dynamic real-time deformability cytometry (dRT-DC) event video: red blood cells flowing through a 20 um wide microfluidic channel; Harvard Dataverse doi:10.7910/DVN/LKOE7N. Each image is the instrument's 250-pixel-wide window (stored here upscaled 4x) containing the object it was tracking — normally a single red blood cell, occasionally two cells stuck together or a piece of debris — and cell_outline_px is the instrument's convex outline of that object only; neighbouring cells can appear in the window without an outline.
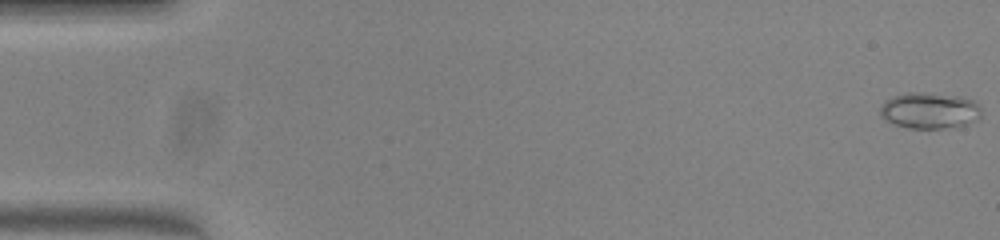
{"species": "common noctule bat (a hibernating species)", "species_latin": "Nyctalus noctula", "temperature_condition": "warm", "stored_images_in_passage": 52, "camera_frame_rate_fps": 3000, "um_per_image_px": 0.085, "animal": {"sex": "female", "body_mass_g": 23.0, "forearm_length_mm": 53.4}, "frame": {"image": 1, "passage_image": 1, "time_ms": 0.0, "image_size_px": [1000, 240], "cell_outline_px": [[980, 120], [956, 128], [908, 128], [884, 120], [880, 116], [880, 108], [884, 100], [892, 96], [908, 92], [924, 92], [960, 96], [972, 100], [980, 108]], "centroid_in_image_um": [79.01, 9.4], "position_along_channel_um": 6.0, "area_um2": 21.68}}
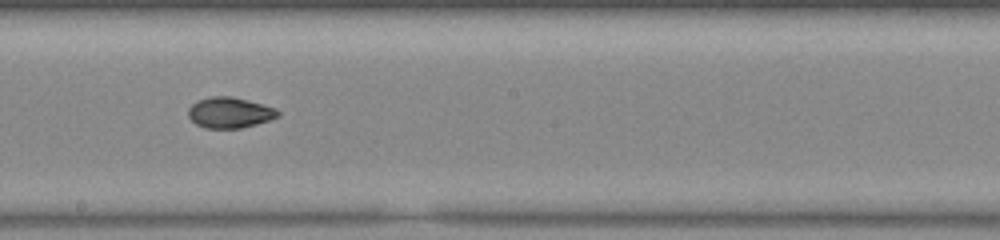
{"frame": {"image": 2, "passage_image": 29, "time_ms": 9.333, "image_size_px": [1000, 240], "cell_outline_px": [[280, 116], [256, 124], [240, 128], [204, 128], [196, 124], [188, 116], [188, 108], [192, 104], [200, 100], [212, 96], [232, 96], [276, 108], [280, 112]], "centroid_in_image_um": [19.52, 9.57], "position_along_channel_um": 228.7, "area_um2": 15.95}}
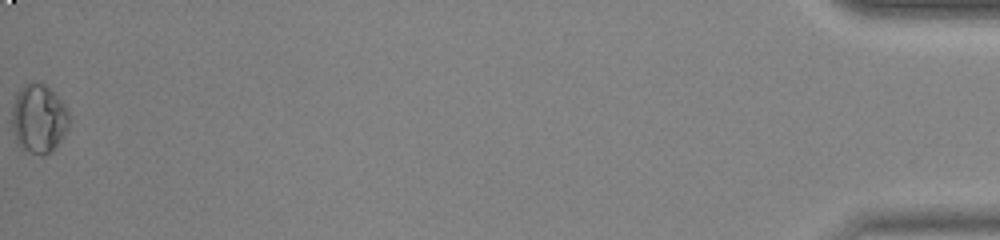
{"frame": {"image": 3, "passage_image": 52, "time_ms": 17.0, "image_size_px": [1000, 240], "cell_outline_px": [[68, 128], [52, 152], [44, 156], [40, 156], [20, 148], [16, 140], [12, 124], [12, 108], [16, 92], [24, 84], [32, 80], [44, 84], [68, 108]], "centroid_in_image_um": [3.27, 10.09], "position_along_channel_um": 431.9, "area_um2": 23.06}, "authors_computed_cell_mechanics": {"area_um2": 17.051, "velocity_mm_per_s": 4.0006, "shape_relaxation_time_tau1_ms": null, "shape_relaxation_time_tau2_ms": 6.9549, "deformation_change_tau1": null, "deformation_change_tau2": 0.0727}}